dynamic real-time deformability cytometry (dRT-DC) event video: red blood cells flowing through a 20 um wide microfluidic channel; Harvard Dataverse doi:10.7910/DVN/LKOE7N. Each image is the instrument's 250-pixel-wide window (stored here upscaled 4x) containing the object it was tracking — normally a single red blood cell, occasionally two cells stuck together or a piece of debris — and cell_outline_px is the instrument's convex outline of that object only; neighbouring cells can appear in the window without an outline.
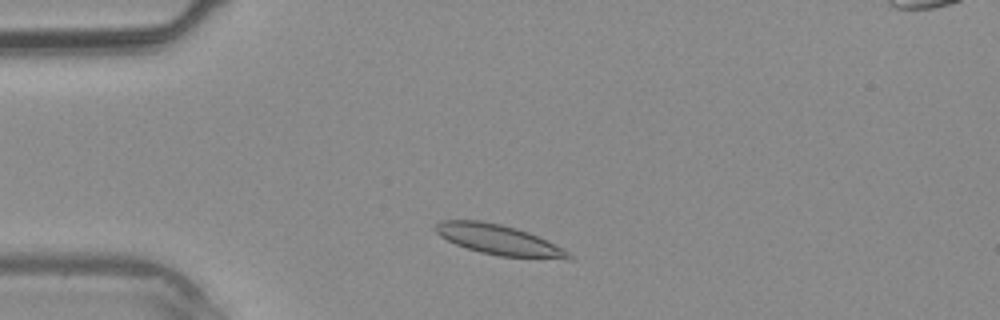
{"species": "common noctule bat (a hibernating species)", "species_latin": "Nyctalus noctula", "temperature_condition": "warm", "stored_images_in_passage": 35, "camera_frame_rate_fps": 3000, "um_per_image_px": 0.085, "animal": {"sex": "male", "body_mass_g": 20.4}, "frame": {"image": 1, "passage_image": 4, "time_ms": 1.0, "image_size_px": [1000, 320], "cell_outline_px": [[572, 256], [568, 260], [500, 256], [480, 252], [456, 244], [440, 236], [436, 232], [436, 224], [440, 220], [480, 220], [500, 224], [516, 228], [528, 232], [564, 248]], "centroid_in_image_um": [42.43, 20.39], "position_along_channel_um": 42.6, "area_um2": 23.29}}
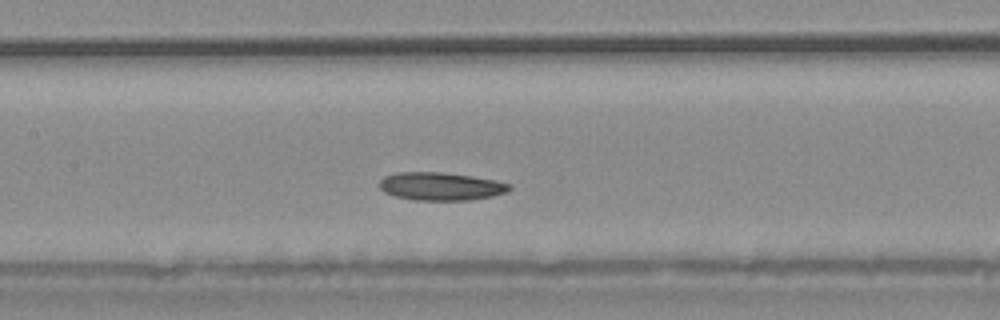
{"frame": {"image": 2, "passage_image": 13, "time_ms": 4.0, "image_size_px": [1000, 320], "cell_outline_px": [[512, 188], [508, 192], [492, 196], [468, 200], [412, 200], [396, 196], [384, 192], [380, 188], [380, 180], [384, 176], [396, 172], [444, 172], [472, 176], [496, 180], [512, 184]], "centroid_in_image_um": [37.49, 15.83], "position_along_channel_um": 169.9, "area_um2": 21.39}}
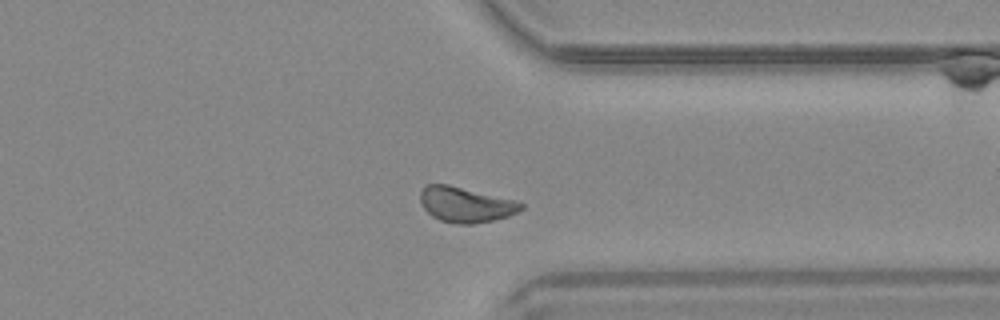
{"frame": {"image": 3, "passage_image": 25, "time_ms": 8.0, "image_size_px": [1000, 320], "cell_outline_px": [[524, 208], [508, 216], [492, 220], [472, 224], [456, 224], [440, 220], [432, 216], [424, 208], [420, 200], [420, 192], [424, 184], [448, 184], [516, 200], [524, 204]], "centroid_in_image_um": [39.56, 17.38], "position_along_channel_um": 371.8, "area_um2": 20.75}}